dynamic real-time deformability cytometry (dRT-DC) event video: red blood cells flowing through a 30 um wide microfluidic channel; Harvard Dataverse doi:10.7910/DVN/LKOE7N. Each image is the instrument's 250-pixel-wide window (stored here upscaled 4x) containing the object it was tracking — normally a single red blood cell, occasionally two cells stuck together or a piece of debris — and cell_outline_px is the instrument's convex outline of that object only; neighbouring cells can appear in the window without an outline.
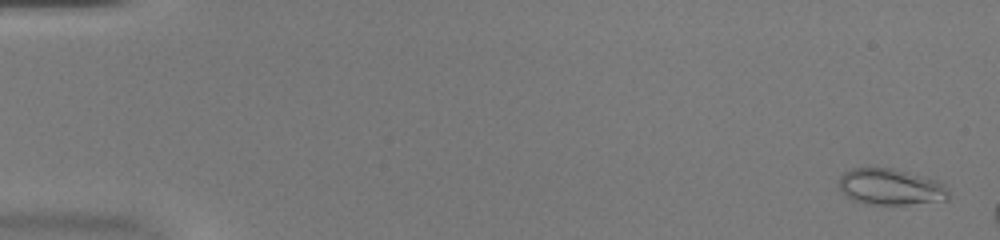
{"species": "common noctule bat (a hibernating species)", "species_latin": "Nyctalus noctula", "temperature_condition": "warm", "stored_images_in_passage": 8, "camera_frame_rate_fps": 3000, "um_per_image_px": 0.085, "animal": {"sex": "female", "body_mass_g": 20.0, "forearm_length_mm": 54.0}, "frame": {"image": 1, "passage_image": 2, "time_ms": 0.333, "image_size_px": [1000, 240], "cell_outline_px": [[948, 200], [904, 204], [868, 204], [852, 200], [840, 192], [836, 184], [836, 180], [844, 172], [852, 168], [892, 168], [940, 180], [944, 184], [948, 192]], "centroid_in_image_um": [75.64, 15.87], "position_along_channel_um": 9.4, "area_um2": 23.47}}